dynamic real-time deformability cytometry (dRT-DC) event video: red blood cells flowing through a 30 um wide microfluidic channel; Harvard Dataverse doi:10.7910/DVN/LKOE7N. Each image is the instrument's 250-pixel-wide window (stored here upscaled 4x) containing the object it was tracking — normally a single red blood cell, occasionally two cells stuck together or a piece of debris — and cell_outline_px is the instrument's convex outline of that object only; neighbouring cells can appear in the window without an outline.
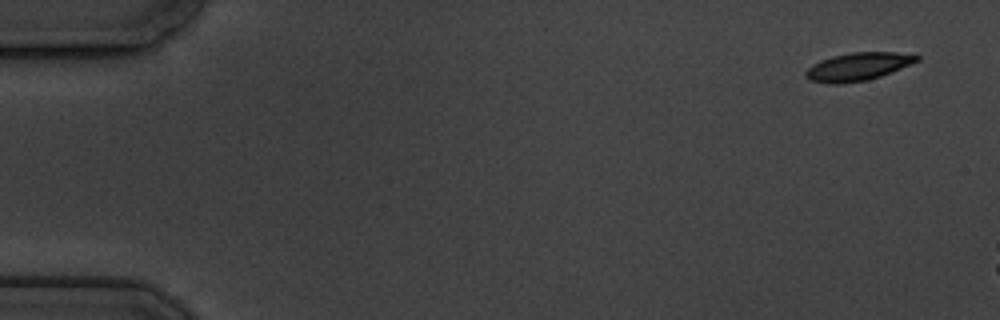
{"species": "common noctule bat (a hibernating species)", "species_latin": "Nyctalus noctula", "temperature_condition": "cold", "stored_images_in_passage": 3, "camera_frame_rate_fps": 3000, "um_per_image_px": 0.085, "animal": {"sex": "male", "body_mass_g": 19.5, "forearm_length_mm": 54.6}, "frame": {"image": 1, "passage_image": 1, "time_ms": 0.0, "image_size_px": [1000, 320], "cell_outline_px": [[920, 60], [880, 76], [868, 80], [840, 84], [828, 84], [808, 80], [804, 76], [804, 72], [812, 64], [820, 60], [832, 56], [852, 52], [916, 52], [920, 56]], "centroid_in_image_um": [72.93, 5.65], "position_along_channel_um": 12.1, "area_um2": 18.44}}